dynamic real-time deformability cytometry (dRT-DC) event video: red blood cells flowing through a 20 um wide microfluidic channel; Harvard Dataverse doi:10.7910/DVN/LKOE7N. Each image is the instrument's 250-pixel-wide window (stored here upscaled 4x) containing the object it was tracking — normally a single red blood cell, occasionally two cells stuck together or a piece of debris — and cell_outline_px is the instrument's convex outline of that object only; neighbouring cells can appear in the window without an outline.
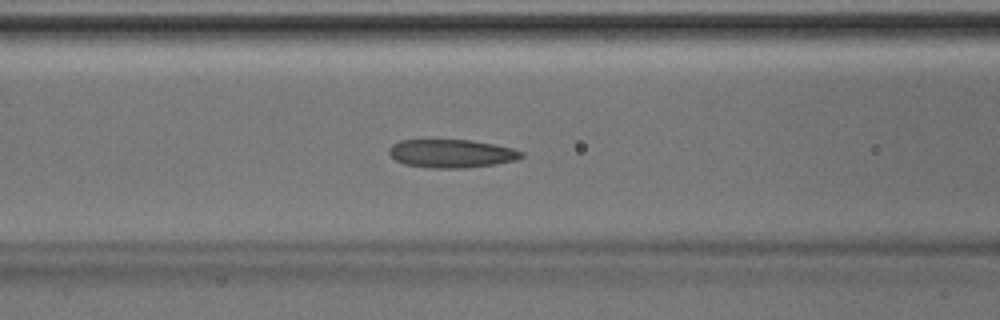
{"species": "Egyptian fruit bat (a non-hibernating species)", "species_latin": "Rousettus aegyptiacus", "temperature_condition": "room temperature", "stored_images_in_passage": 46, "camera_frame_rate_fps": 3000, "um_per_image_px": 0.085, "animal": {"sex": "male"}, "frame": {"image": 1, "passage_image": 19, "time_ms": 6.0, "image_size_px": [1000, 320], "cell_outline_px": [[524, 156], [516, 160], [496, 164], [464, 168], [428, 168], [404, 164], [396, 160], [388, 152], [388, 148], [392, 144], [400, 140], [472, 140], [512, 148], [524, 152]], "centroid_in_image_um": [38.37, 13.05], "position_along_channel_um": 128.2, "area_um2": 21.91}}
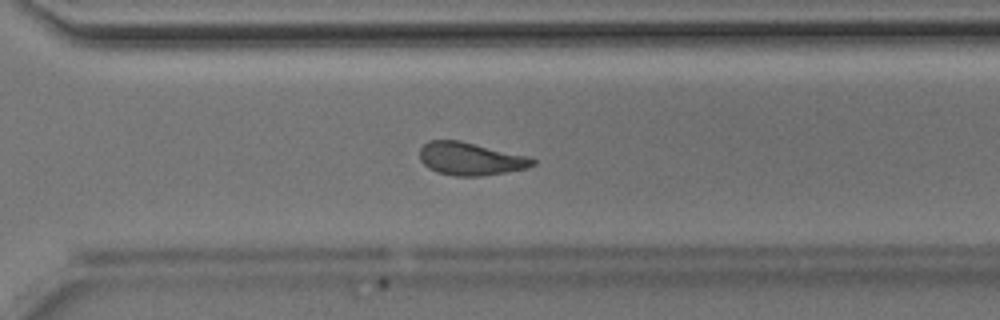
{"frame": {"image": 2, "passage_image": 33, "time_ms": 10.667, "image_size_px": [1000, 320], "cell_outline_px": [[536, 164], [524, 168], [504, 172], [480, 176], [456, 176], [436, 172], [428, 168], [420, 160], [420, 148], [428, 140], [460, 140], [528, 156], [536, 160]], "centroid_in_image_um": [39.96, 13.49], "position_along_channel_um": 330.6, "area_um2": 21.56}}
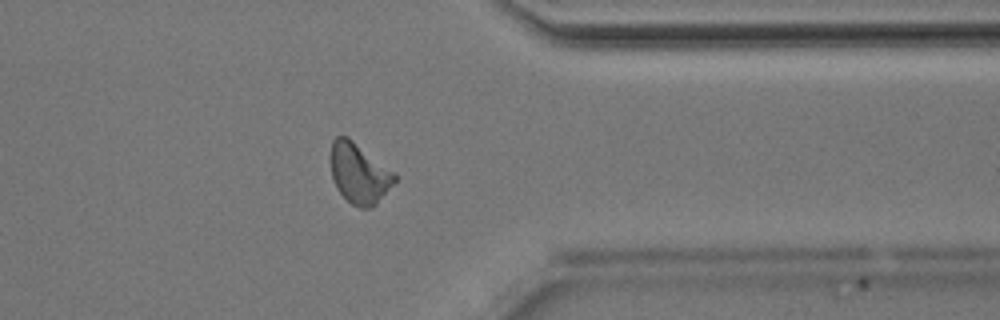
{"frame": {"image": 3, "passage_image": 37, "time_ms": 12.0, "image_size_px": [1000, 320], "cell_outline_px": [[396, 180], [376, 204], [372, 208], [360, 208], [352, 204], [336, 188], [332, 180], [328, 160], [332, 140], [336, 136], [348, 136], [396, 172]], "centroid_in_image_um": [30.49, 14.7], "position_along_channel_um": 380.9, "area_um2": 23.0}}